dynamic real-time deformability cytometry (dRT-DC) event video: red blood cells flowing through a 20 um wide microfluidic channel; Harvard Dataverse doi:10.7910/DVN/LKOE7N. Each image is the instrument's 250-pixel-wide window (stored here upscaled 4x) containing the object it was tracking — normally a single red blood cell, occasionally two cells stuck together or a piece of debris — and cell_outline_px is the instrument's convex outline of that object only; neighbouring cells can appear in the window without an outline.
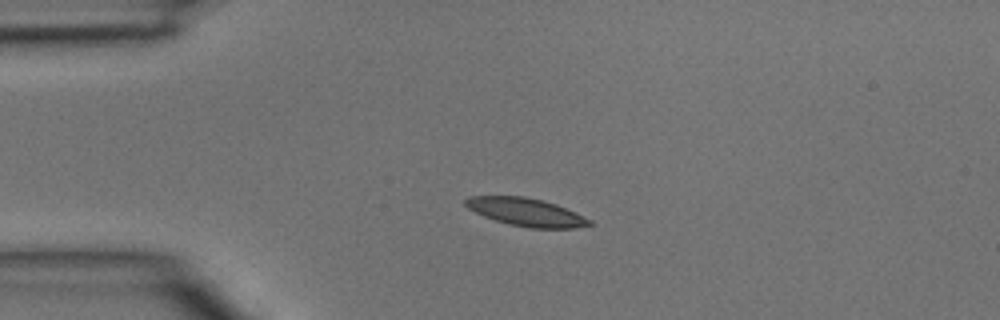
{"species": "common noctule bat (a hibernating species)", "species_latin": "Nyctalus noctula", "temperature_condition": "room temperature", "stored_images_in_passage": 3, "camera_frame_rate_fps": 3000, "um_per_image_px": 0.085, "animal": {"sex": "male", "body_mass_g": 15.6}, "frame": {"image": 1, "passage_image": 2, "time_ms": 0.333, "image_size_px": [1000, 320], "cell_outline_px": [[596, 224], [576, 228], [532, 228], [512, 224], [496, 220], [484, 216], [468, 208], [464, 204], [464, 200], [468, 196], [524, 196], [544, 200], [556, 204], [592, 220]], "centroid_in_image_um": [44.75, 18.02], "position_along_channel_um": 40.3, "area_um2": 20.11}}